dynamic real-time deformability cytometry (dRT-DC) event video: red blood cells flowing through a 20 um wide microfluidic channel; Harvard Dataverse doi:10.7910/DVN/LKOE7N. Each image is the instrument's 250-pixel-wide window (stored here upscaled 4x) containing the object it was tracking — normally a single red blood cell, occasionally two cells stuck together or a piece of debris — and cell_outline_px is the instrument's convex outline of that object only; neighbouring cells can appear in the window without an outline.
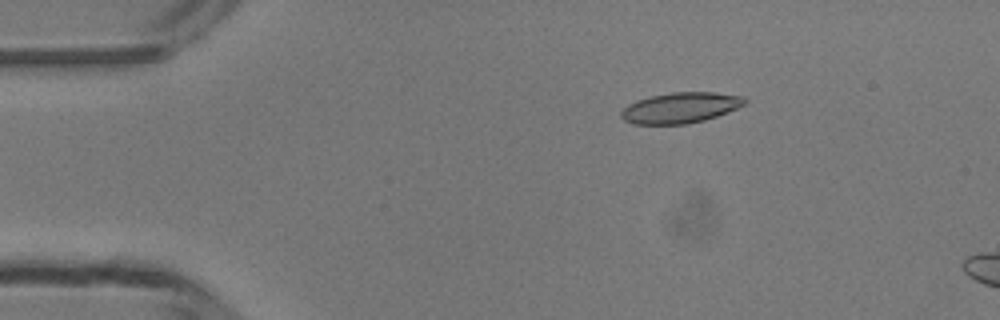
{"species": "common noctule bat (a hibernating species)", "species_latin": "Nyctalus noctula", "temperature_condition": "room temperature", "stored_images_in_passage": 10, "camera_frame_rate_fps": 3000, "um_per_image_px": 0.085, "animal": {"sex": "male", "body_mass_g": 13.3}, "frame": {"image": 1, "passage_image": 4, "time_ms": 1.0, "image_size_px": [1000, 320], "cell_outline_px": [[748, 100], [744, 104], [736, 108], [716, 116], [704, 120], [688, 124], [632, 124], [624, 120], [620, 116], [620, 112], [628, 104], [636, 100], [648, 96], [672, 92], [712, 92], [744, 96]], "centroid_in_image_um": [57.8, 9.15], "position_along_channel_um": 27.2, "area_um2": 22.14}}